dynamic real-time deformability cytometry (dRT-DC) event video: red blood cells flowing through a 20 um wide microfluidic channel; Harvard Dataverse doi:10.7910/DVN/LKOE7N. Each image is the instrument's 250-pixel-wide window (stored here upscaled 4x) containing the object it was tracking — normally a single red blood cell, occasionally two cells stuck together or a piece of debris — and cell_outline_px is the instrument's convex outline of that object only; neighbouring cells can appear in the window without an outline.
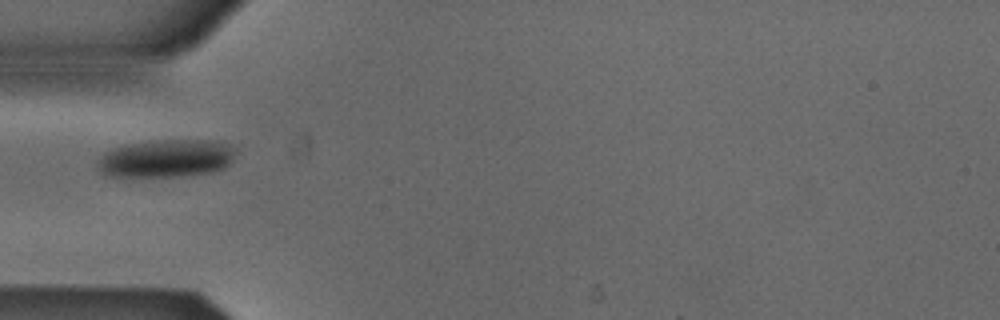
{"species": "Egyptian fruit bat (a non-hibernating species)", "species_latin": "Rousettus aegyptiacus", "temperature_condition": "cold", "stored_images_in_passage": 2, "camera_frame_rate_fps": 3000, "um_per_image_px": 0.085, "animal": {"sex": "male"}, "frame": {"image": 1, "passage_image": 2, "time_ms": 0.333, "image_size_px": [1000, 320], "cell_outline_px": [[236, 152], [232, 160], [224, 168], [208, 172], [180, 176], [104, 176], [96, 168], [96, 160], [104, 152], [124, 144], [164, 140], [220, 140], [232, 144]], "centroid_in_image_um": [14.1, 13.45], "position_along_channel_um": 70.9, "area_um2": 30.75}}